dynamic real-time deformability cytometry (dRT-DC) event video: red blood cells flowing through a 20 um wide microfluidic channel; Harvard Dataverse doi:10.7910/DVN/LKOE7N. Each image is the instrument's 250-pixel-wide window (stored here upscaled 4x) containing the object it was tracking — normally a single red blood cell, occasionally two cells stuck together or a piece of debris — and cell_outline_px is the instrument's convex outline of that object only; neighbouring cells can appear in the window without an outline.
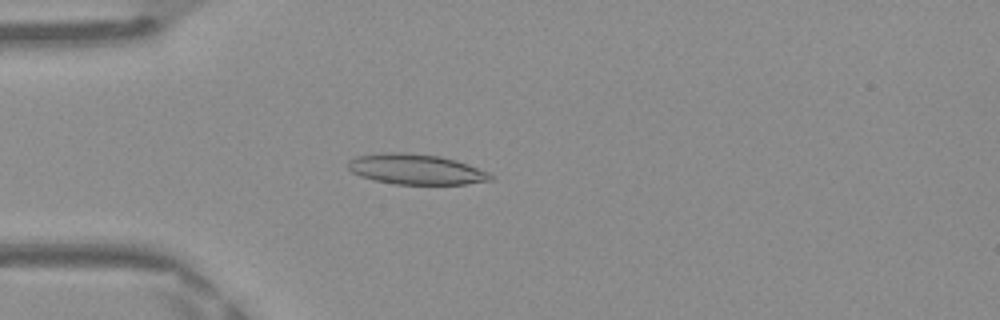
{"species": "Egyptian fruit bat (a non-hibernating species)", "species_latin": "Rousettus aegyptiacus", "temperature_condition": "warm", "stored_images_in_passage": 47, "camera_frame_rate_fps": 3000, "um_per_image_px": 0.085, "frame": {"image": 1, "passage_image": 12, "time_ms": 3.667, "image_size_px": [1000, 320], "cell_outline_px": [[492, 180], [464, 184], [396, 184], [376, 180], [360, 176], [352, 172], [348, 168], [348, 160], [356, 156], [384, 152], [404, 152], [440, 156], [456, 160], [488, 172], [492, 176]], "centroid_in_image_um": [35.32, 14.38], "position_along_channel_um": 49.7, "area_um2": 25.09}}
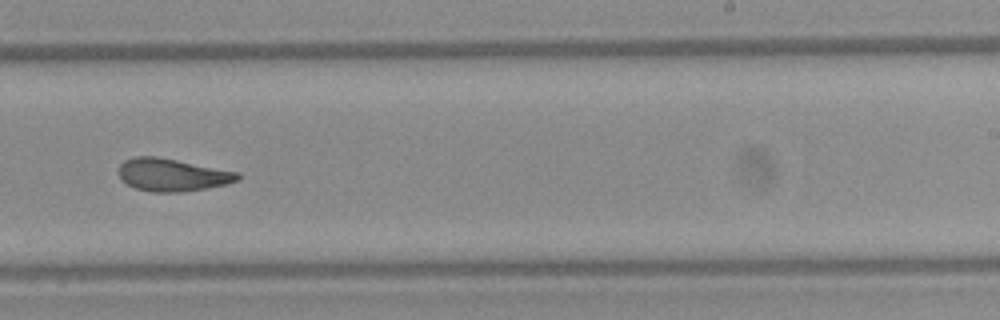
{"frame": {"image": 2, "passage_image": 29, "time_ms": 9.333, "image_size_px": [1000, 320], "cell_outline_px": [[240, 180], [228, 184], [180, 192], [152, 192], [136, 188], [120, 180], [120, 164], [124, 160], [136, 156], [156, 156], [240, 172]], "centroid_in_image_um": [14.66, 14.86], "position_along_channel_um": 274.3, "area_um2": 22.6}}
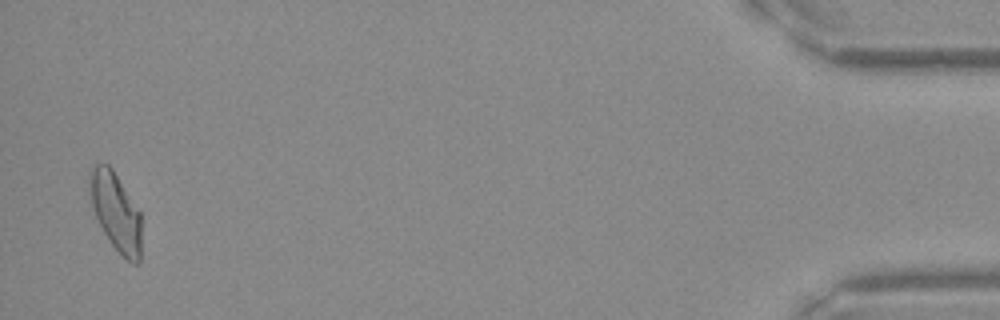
{"frame": {"image": 3, "passage_image": 46, "time_ms": 15.0, "image_size_px": [1000, 320], "cell_outline_px": [[140, 264], [132, 264], [112, 244], [104, 232], [96, 216], [88, 192], [88, 180], [92, 164], [108, 164], [112, 168], [140, 212]], "centroid_in_image_um": [9.82, 17.96], "position_along_channel_um": 425.4, "area_um2": 23.29}, "authors_computed_cell_mechanics": {"area_um2": 23.2934, "velocity_mm_per_s": 4.1766, "shape_relaxation_time_tau1_ms": null, "shape_relaxation_time_tau2_ms": 2.626, "deformation_change_tau1": null, "deformation_change_tau2": 0.1059}}